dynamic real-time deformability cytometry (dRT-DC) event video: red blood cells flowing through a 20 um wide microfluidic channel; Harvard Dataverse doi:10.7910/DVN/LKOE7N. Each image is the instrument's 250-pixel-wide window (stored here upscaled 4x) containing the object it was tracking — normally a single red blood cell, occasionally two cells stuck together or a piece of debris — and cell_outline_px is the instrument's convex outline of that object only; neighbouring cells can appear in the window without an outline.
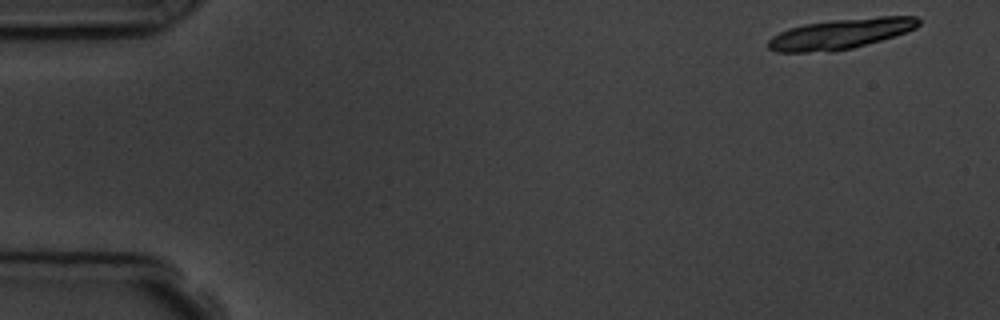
{"species": "common noctule bat (a hibernating species)", "species_latin": "Nyctalus noctula", "temperature_condition": "room temperature", "stored_images_in_passage": 6, "camera_frame_rate_fps": 3000, "um_per_image_px": 0.085, "animal": {"sex": "male", "body_mass_g": 19.5, "forearm_length_mm": 54.6}, "frame": {"image": 1, "passage_image": 1, "time_ms": 0.0, "image_size_px": [1000, 320], "cell_outline_px": [[920, 24], [916, 28], [880, 40], [852, 48], [832, 52], [776, 52], [768, 48], [768, 40], [772, 36], [788, 28], [804, 24], [832, 20], [880, 16], [916, 16], [920, 20]], "centroid_in_image_um": [71.42, 2.87], "position_along_channel_um": 13.6, "area_um2": 26.47}}